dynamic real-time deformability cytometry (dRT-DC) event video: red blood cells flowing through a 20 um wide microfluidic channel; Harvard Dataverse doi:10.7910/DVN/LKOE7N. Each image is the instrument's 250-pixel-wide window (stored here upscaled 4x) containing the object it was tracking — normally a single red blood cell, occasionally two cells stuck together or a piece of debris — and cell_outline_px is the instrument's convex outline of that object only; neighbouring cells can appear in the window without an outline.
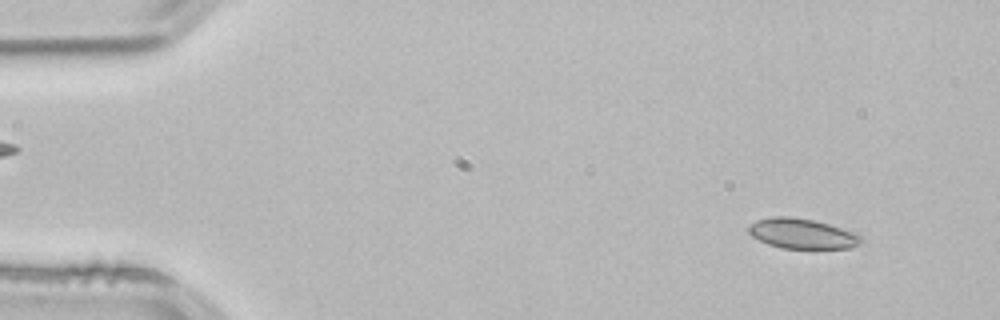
{"species": "common noctule bat (a hibernating species)", "species_latin": "Nyctalus noctula", "temperature_condition": "room temperature", "stored_images_in_passage": 3, "camera_frame_rate_fps": 3000, "um_per_image_px": 0.085, "animal": {"sex": "male", "body_mass_g": 21.5, "forearm_length_mm": 52.0}, "frame": {"image": 1, "passage_image": 1, "time_ms": 0.0, "image_size_px": [1000, 320], "cell_outline_px": [[864, 240], [860, 244], [852, 248], [780, 248], [768, 244], [752, 236], [748, 232], [748, 224], [756, 220], [772, 216], [788, 216], [816, 220], [852, 232], [860, 236]], "centroid_in_image_um": [68.15, 19.85], "position_along_channel_um": 16.9, "area_um2": 19.77}}
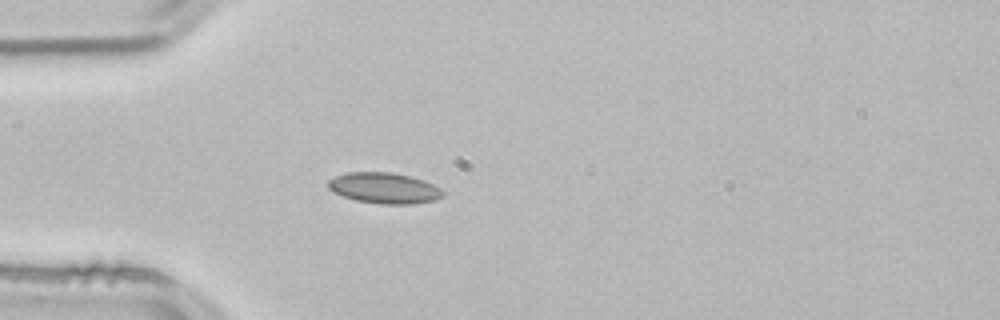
{"frame": {"image": 2, "passage_image": 3, "time_ms": 0.667, "image_size_px": [1000, 320], "cell_outline_px": [[444, 196], [436, 200], [412, 204], [380, 204], [356, 200], [344, 196], [328, 188], [328, 180], [336, 176], [348, 172], [392, 172], [412, 176], [424, 180], [440, 188], [444, 192]], "centroid_in_image_um": [32.7, 15.98], "position_along_channel_um": 52.3, "area_um2": 20.63}}